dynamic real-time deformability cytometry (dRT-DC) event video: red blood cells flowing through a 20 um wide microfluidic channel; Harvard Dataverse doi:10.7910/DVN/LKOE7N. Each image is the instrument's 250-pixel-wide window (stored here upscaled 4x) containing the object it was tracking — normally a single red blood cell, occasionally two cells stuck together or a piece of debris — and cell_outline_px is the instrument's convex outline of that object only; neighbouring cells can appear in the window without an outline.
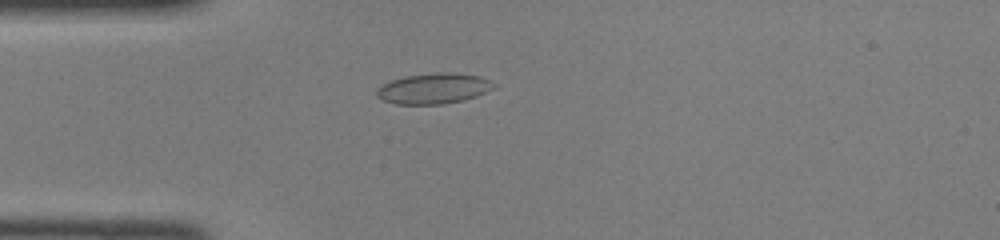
{"species": "common noctule bat (a hibernating species)", "species_latin": "Nyctalus noctula", "temperature_condition": "room temperature", "stored_images_in_passage": 36, "camera_frame_rate_fps": 3000, "um_per_image_px": 0.085, "animal": {"sex": "female", "body_mass_g": 22.0, "forearm_length_mm": 56.7}, "frame": {"image": 1, "passage_image": 2, "time_ms": 0.333, "image_size_px": [1000, 240], "cell_outline_px": [[496, 84], [492, 88], [476, 96], [464, 100], [444, 104], [396, 104], [380, 100], [376, 96], [376, 92], [388, 80], [404, 76], [440, 72], [448, 72], [480, 76], [492, 80]], "centroid_in_image_um": [36.84, 7.52], "position_along_channel_um": 48.2, "area_um2": 20.92}}
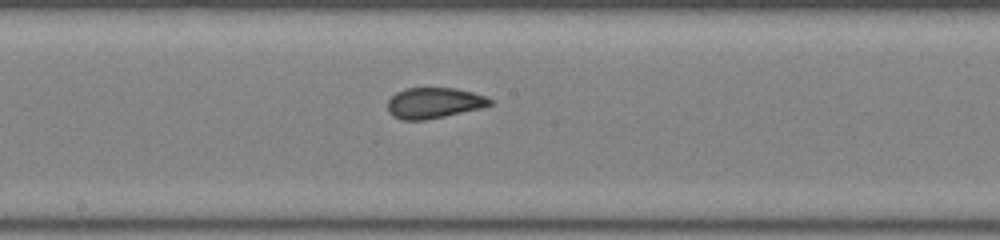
{"frame": {"image": 2, "passage_image": 14, "time_ms": 4.333, "image_size_px": [1000, 240], "cell_outline_px": [[492, 104], [480, 108], [444, 116], [424, 120], [400, 120], [392, 116], [388, 112], [388, 100], [396, 92], [404, 88], [456, 88], [472, 92], [484, 96], [492, 100]], "centroid_in_image_um": [36.84, 8.75], "position_along_channel_um": 211.4, "area_um2": 18.26}}
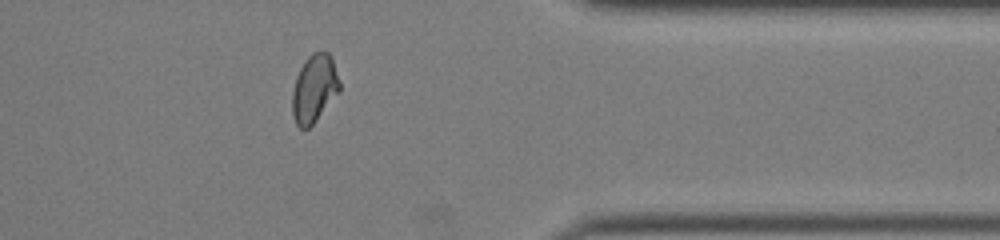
{"frame": {"image": 3, "passage_image": 27, "time_ms": 8.667, "image_size_px": [1000, 240], "cell_outline_px": [[340, 92], [312, 124], [308, 128], [300, 128], [296, 124], [292, 112], [292, 92], [296, 76], [300, 68], [308, 56], [312, 52], [320, 48], [328, 52], [332, 56], [340, 80]], "centroid_in_image_um": [26.73, 7.46], "position_along_channel_um": 384.7, "area_um2": 19.02}}